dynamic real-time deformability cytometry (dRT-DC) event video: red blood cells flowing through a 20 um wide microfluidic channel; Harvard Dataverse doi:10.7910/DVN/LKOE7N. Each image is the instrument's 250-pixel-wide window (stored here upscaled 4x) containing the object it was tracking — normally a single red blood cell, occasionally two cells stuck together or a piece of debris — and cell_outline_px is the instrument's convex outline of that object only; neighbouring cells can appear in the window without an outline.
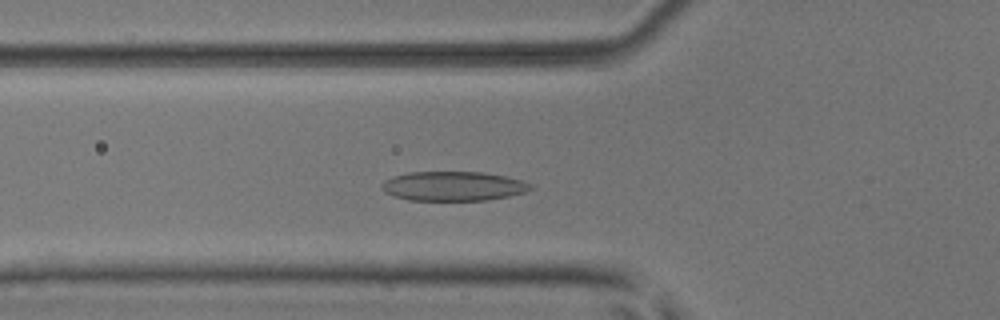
{"species": "common noctule bat (a hibernating species)", "species_latin": "Nyctalus noctula", "temperature_condition": "room temperature", "stored_images_in_passage": 43, "camera_frame_rate_fps": 3000, "um_per_image_px": 0.085, "animal": {"sex": "male", "body_mass_g": 17.9, "forearm_length_mm": 54.2}, "frame": {"image": 1, "passage_image": 14, "time_ms": 4.333, "image_size_px": [1000, 320], "cell_outline_px": [[532, 188], [524, 192], [508, 196], [488, 200], [408, 200], [384, 192], [380, 188], [380, 184], [384, 180], [392, 176], [408, 172], [484, 172], [504, 176], [520, 180], [532, 184]], "centroid_in_image_um": [38.48, 15.81], "position_along_channel_um": 87.3, "area_um2": 25.49}}
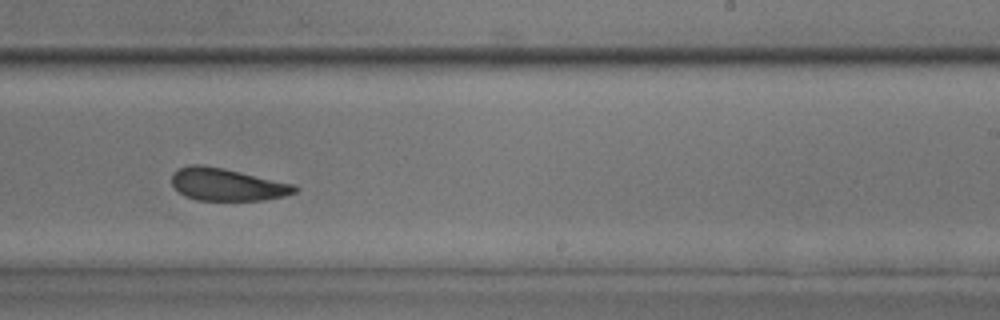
{"frame": {"image": 2, "passage_image": 28, "time_ms": 9.0, "image_size_px": [1000, 320], "cell_outline_px": [[300, 188], [296, 192], [284, 196], [264, 200], [196, 200], [184, 196], [172, 184], [172, 172], [180, 168], [192, 164], [200, 164], [224, 168], [296, 184]], "centroid_in_image_um": [19.33, 15.68], "position_along_channel_um": 269.7, "area_um2": 23.41}}
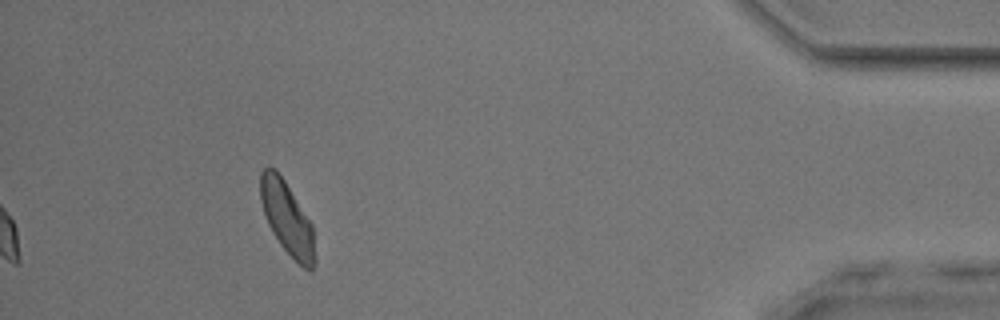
{"frame": {"image": 3, "passage_image": 43, "time_ms": 14.0, "image_size_px": [1000, 320], "cell_outline_px": [[316, 264], [312, 272], [304, 268], [280, 244], [272, 232], [268, 224], [260, 200], [260, 172], [268, 164], [276, 168], [284, 180], [312, 224], [316, 260]], "centroid_in_image_um": [24.4, 18.53], "position_along_channel_um": 410.8, "area_um2": 23.12}, "authors_computed_cell_mechanics": {"area_um2": 23.9292, "velocity_mm_per_s": 3.9258, "shape_relaxation_time_tau1_ms": null, "shape_relaxation_time_tau2_ms": 3.3617, "deformation_change_tau1": null, "deformation_change_tau2": 0.1215}}